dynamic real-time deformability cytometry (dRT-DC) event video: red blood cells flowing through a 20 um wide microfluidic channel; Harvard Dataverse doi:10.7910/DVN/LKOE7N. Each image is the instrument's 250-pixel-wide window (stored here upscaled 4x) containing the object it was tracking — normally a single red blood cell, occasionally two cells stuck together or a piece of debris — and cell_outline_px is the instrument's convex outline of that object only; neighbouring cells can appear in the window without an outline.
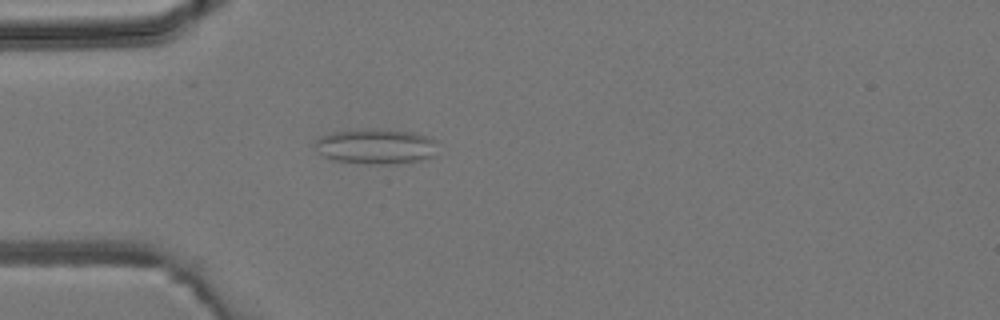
{"species": "common noctule bat (a hibernating species)", "species_latin": "Nyctalus noctula", "temperature_condition": "room temperature", "stored_images_in_passage": 3, "camera_frame_rate_fps": 3000, "um_per_image_px": 0.085, "animal": {"sex": "male", "body_mass_g": 19.2, "forearm_length_mm": 51.8}, "frame": {"image": 1, "passage_image": 3, "time_ms": 2.333, "image_size_px": [1000, 320], "cell_outline_px": [[436, 140], [432, 156], [420, 160], [380, 164], [368, 164], [336, 160], [324, 156], [320, 152], [316, 144], [316, 140], [320, 136], [332, 132], [368, 128], [376, 128], [416, 132], [428, 136]], "centroid_in_image_um": [31.95, 12.41], "position_along_channel_um": 53.1, "area_um2": 24.91}}